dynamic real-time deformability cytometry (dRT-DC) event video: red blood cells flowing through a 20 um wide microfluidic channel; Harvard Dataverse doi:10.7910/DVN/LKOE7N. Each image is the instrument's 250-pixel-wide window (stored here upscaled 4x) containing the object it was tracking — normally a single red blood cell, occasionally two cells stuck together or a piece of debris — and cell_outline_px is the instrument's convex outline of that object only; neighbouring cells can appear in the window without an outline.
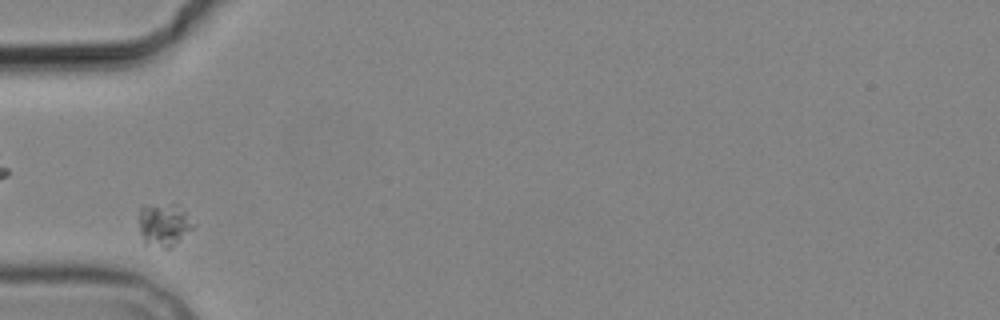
{"species": "common noctule bat (a hibernating species)", "species_latin": "Nyctalus noctula", "temperature_condition": "cold", "stored_images_in_passage": 7, "camera_frame_rate_fps": 3000, "um_per_image_px": 0.085, "animal": {"sex": "male", "body_mass_g": 19.2, "forearm_length_mm": 51.8}, "frame": {"image": 1, "passage_image": 6, "time_ms": 5.667, "image_size_px": [1000, 320], "cell_outline_px": [[196, 224], [172, 248], [164, 248], [144, 244], [140, 232], [136, 212], [140, 204], [180, 204], [184, 208]], "centroid_in_image_um": [13.89, 19.05], "position_along_channel_um": 71.1, "area_um2": 14.45}}
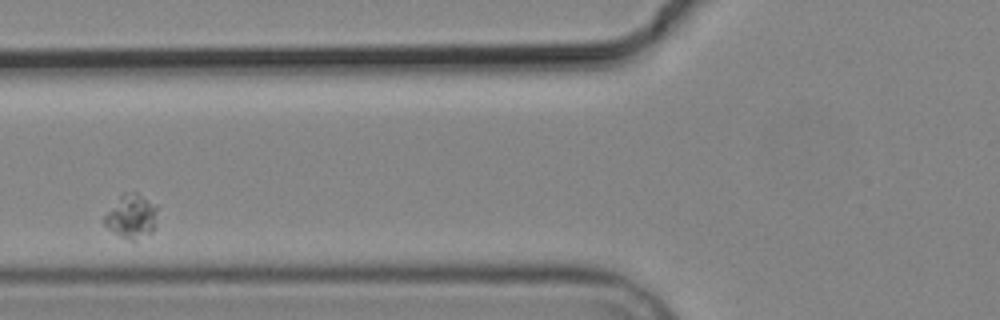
{"frame": {"image": 2, "passage_image": 7, "time_ms": 7.0, "image_size_px": [1000, 320], "cell_outline_px": [[156, 228], [152, 232], [132, 240], [120, 236], [112, 232], [104, 224], [104, 216], [120, 196], [124, 192], [136, 192], [156, 204]], "centroid_in_image_um": [11.19, 18.38], "position_along_channel_um": 114.6, "area_um2": 13.41}}